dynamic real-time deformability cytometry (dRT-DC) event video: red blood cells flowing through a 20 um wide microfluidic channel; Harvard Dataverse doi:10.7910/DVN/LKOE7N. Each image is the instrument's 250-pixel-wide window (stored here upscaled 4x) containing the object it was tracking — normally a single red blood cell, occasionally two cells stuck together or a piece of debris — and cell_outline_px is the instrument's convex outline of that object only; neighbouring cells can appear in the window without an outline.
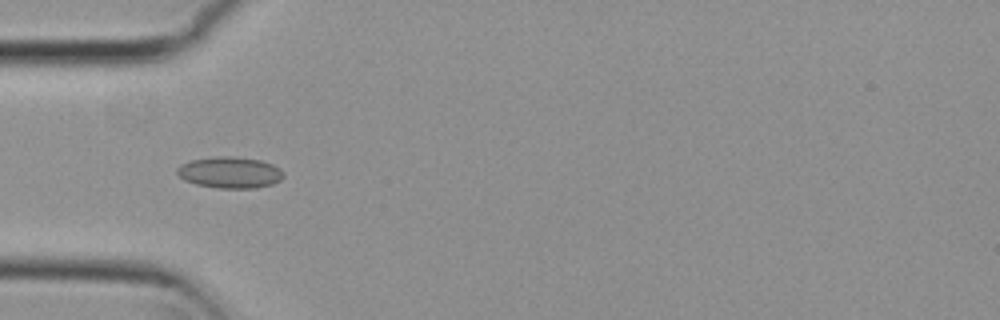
{"species": "common noctule bat (a hibernating species)", "species_latin": "Nyctalus noctula", "temperature_condition": "cold", "stored_images_in_passage": 7, "camera_frame_rate_fps": 3000, "um_per_image_px": 0.085, "animal": {"sex": "female", "body_mass_g": 29.2, "forearm_length_mm": 56.3}, "frame": {"image": 1, "passage_image": 3, "time_ms": 0.667, "image_size_px": [1000, 320], "cell_outline_px": [[284, 176], [280, 180], [272, 184], [256, 188], [216, 188], [196, 184], [184, 180], [176, 172], [176, 168], [180, 164], [192, 160], [216, 156], [228, 156], [260, 160], [272, 164], [280, 168], [284, 172]], "centroid_in_image_um": [19.54, 14.66], "position_along_channel_um": 65.5, "area_um2": 19.48}}
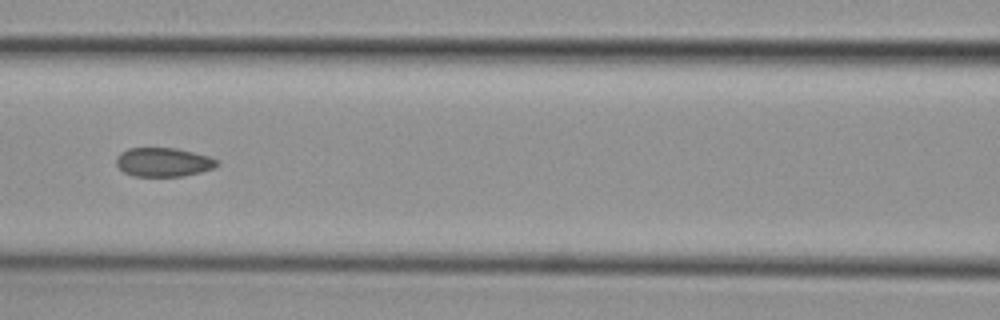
{"frame": {"image": 2, "passage_image": 5, "time_ms": 1.333, "image_size_px": [1000, 320], "cell_outline_px": [[220, 164], [216, 168], [184, 176], [132, 176], [124, 172], [116, 164], [116, 156], [120, 152], [128, 148], [176, 148], [208, 156], [220, 160]], "centroid_in_image_um": [13.91, 13.78], "position_along_channel_um": 152.7, "area_um2": 17.17}}
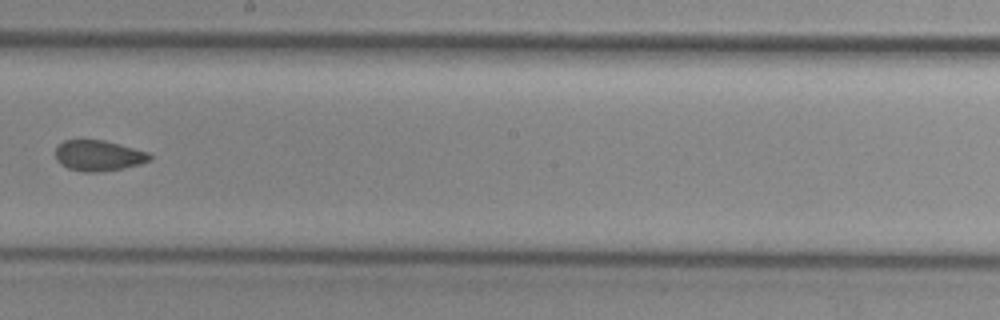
{"frame": {"image": 3, "passage_image": 7, "time_ms": 2.0, "image_size_px": [1000, 320], "cell_outline_px": [[152, 160], [140, 164], [124, 168], [96, 172], [84, 172], [68, 168], [60, 164], [56, 160], [56, 148], [64, 140], [104, 140], [148, 152], [152, 156]], "centroid_in_image_um": [8.38, 13.23], "position_along_channel_um": 239.8, "area_um2": 16.82}}